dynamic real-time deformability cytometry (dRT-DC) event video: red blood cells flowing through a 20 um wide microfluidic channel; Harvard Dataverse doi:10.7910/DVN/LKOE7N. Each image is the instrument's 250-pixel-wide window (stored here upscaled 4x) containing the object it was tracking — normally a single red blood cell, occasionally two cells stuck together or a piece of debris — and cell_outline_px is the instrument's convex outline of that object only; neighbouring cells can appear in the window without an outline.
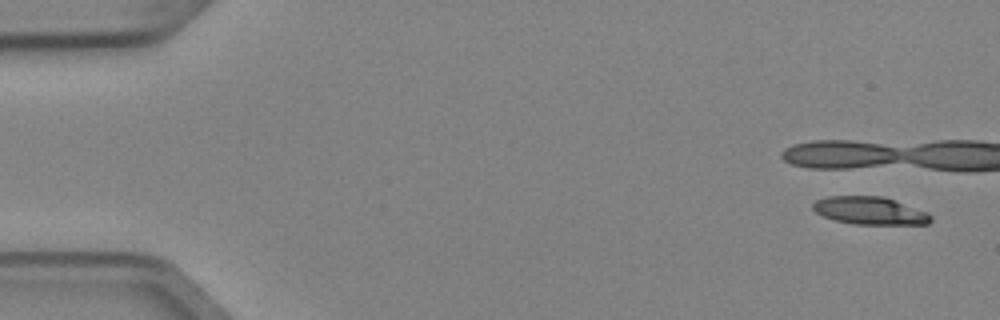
{"species": "Egyptian fruit bat (a non-hibernating species)", "species_latin": "Rousettus aegyptiacus", "temperature_condition": "cold", "stored_images_in_passage": 6, "camera_frame_rate_fps": 3000, "um_per_image_px": 0.085, "animal": {"sex": "female"}, "frame": {"image": 1, "passage_image": 1, "time_ms": 0.0, "image_size_px": [1000, 320], "cell_outline_px": [[932, 220], [928, 224], [852, 224], [836, 220], [824, 216], [816, 212], [812, 208], [812, 204], [816, 200], [828, 196], [884, 196], [928, 212], [932, 216]], "centroid_in_image_um": [73.96, 17.9], "position_along_channel_um": 11.0, "area_um2": 19.07}}
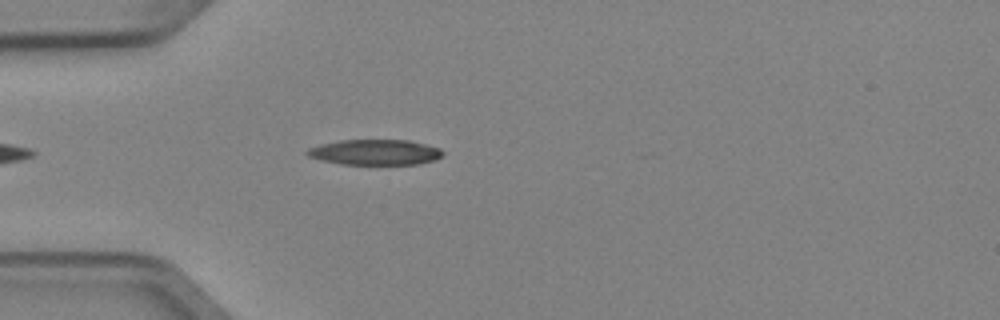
{"frame": {"image": 2, "passage_image": 6, "time_ms": 1.667, "image_size_px": [1000, 320], "cell_outline_px": [[444, 156], [432, 160], [416, 164], [340, 164], [320, 160], [308, 156], [304, 152], [308, 148], [320, 144], [340, 140], [408, 140], [440, 148], [444, 152]], "centroid_in_image_um": [31.85, 12.93], "position_along_channel_um": 53.2, "area_um2": 20.11}}